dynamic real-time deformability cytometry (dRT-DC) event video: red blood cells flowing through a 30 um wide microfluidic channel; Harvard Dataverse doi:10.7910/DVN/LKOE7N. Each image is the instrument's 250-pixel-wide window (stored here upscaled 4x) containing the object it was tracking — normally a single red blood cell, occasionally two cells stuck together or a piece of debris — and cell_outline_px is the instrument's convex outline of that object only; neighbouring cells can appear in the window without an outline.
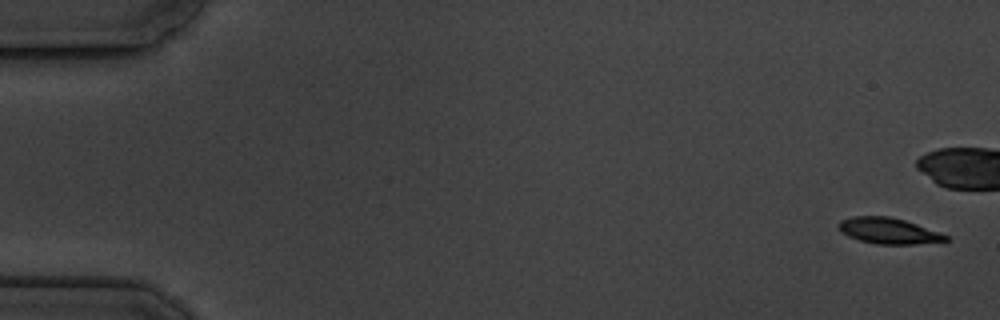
{"species": "common noctule bat (a hibernating species)", "species_latin": "Nyctalus noctula", "temperature_condition": "cold", "stored_images_in_passage": 14, "camera_frame_rate_fps": 3000, "um_per_image_px": 0.085, "animal": {"sex": "male", "body_mass_g": 19.5, "forearm_length_mm": 54.6}, "frame": {"image": 1, "passage_image": 1, "time_ms": 0.0, "image_size_px": [1000, 320], "cell_outline_px": [[948, 240], [916, 244], [876, 244], [860, 240], [848, 236], [840, 232], [836, 228], [836, 224], [840, 220], [852, 216], [888, 216], [904, 220], [916, 224], [948, 236]], "centroid_in_image_um": [75.42, 19.61], "position_along_channel_um": 9.6, "area_um2": 16.13}}